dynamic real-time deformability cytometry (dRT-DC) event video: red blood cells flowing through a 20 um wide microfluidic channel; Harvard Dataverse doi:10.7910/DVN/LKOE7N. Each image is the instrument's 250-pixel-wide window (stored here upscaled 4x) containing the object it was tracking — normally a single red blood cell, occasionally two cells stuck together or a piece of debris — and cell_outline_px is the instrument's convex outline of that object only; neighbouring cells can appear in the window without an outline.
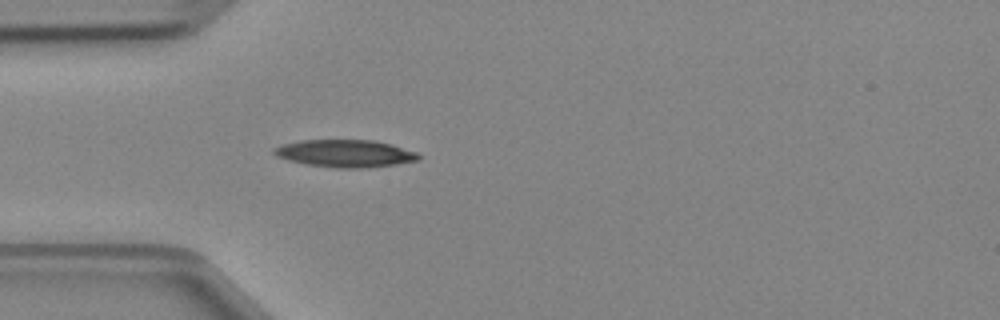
{"species": "Egyptian fruit bat (a non-hibernating species)", "species_latin": "Rousettus aegyptiacus", "temperature_condition": "cold", "stored_images_in_passage": 1, "camera_frame_rate_fps": 3000, "um_per_image_px": 0.085, "animal": {"sex": "female"}, "frame": {"image": 1, "passage_image": 1, "time_ms": 0.0, "image_size_px": [1000, 320], "cell_outline_px": [[420, 156], [416, 160], [396, 164], [360, 168], [336, 168], [308, 164], [288, 160], [276, 156], [272, 152], [272, 148], [280, 144], [300, 140], [376, 140], [392, 144], [416, 152]], "centroid_in_image_um": [29.28, 13.03], "position_along_channel_um": 55.7, "area_um2": 23.06}}